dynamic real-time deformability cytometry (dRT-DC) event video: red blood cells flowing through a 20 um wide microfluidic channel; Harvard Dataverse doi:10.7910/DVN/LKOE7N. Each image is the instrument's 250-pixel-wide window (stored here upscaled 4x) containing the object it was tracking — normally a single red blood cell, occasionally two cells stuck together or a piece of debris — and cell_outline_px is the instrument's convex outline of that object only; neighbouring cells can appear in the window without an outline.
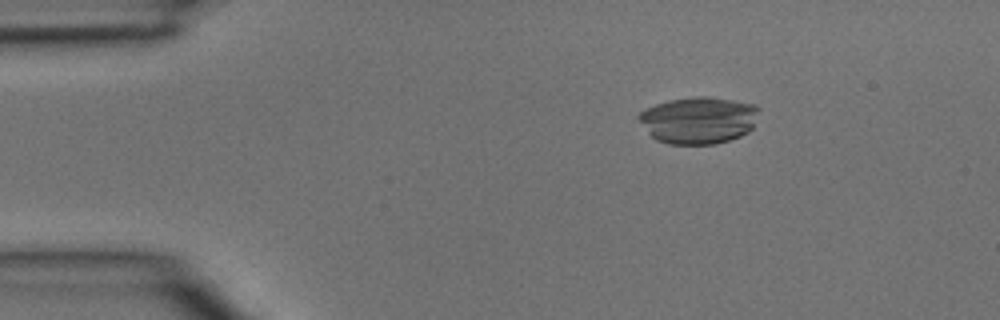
{"species": "common noctule bat (a hibernating species)", "species_latin": "Nyctalus noctula", "temperature_condition": "room temperature", "stored_images_in_passage": 4, "camera_frame_rate_fps": 3000, "um_per_image_px": 0.085, "animal": {"sex": "male", "body_mass_g": 15.6}, "frame": {"image": 1, "passage_image": 2, "time_ms": 0.333, "image_size_px": [1000, 320], "cell_outline_px": [[760, 108], [752, 128], [748, 132], [740, 136], [716, 144], [668, 144], [656, 140], [648, 132], [636, 116], [644, 108], [668, 100], [696, 96], [708, 96], [756, 104]], "centroid_in_image_um": [59.37, 10.2], "position_along_channel_um": 25.6, "area_um2": 33.06}}
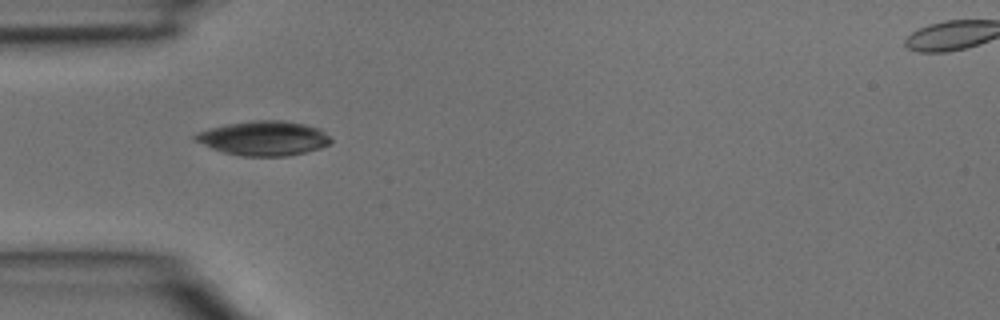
{"frame": {"image": 2, "passage_image": 4, "time_ms": 1.0, "image_size_px": [1000, 320], "cell_outline_px": [[332, 144], [320, 148], [288, 156], [240, 156], [224, 152], [212, 148], [192, 140], [192, 136], [196, 132], [228, 124], [252, 120], [284, 120], [304, 124], [320, 128], [332, 140]], "centroid_in_image_um": [22.42, 11.75], "position_along_channel_um": 62.6, "area_um2": 27.34}}